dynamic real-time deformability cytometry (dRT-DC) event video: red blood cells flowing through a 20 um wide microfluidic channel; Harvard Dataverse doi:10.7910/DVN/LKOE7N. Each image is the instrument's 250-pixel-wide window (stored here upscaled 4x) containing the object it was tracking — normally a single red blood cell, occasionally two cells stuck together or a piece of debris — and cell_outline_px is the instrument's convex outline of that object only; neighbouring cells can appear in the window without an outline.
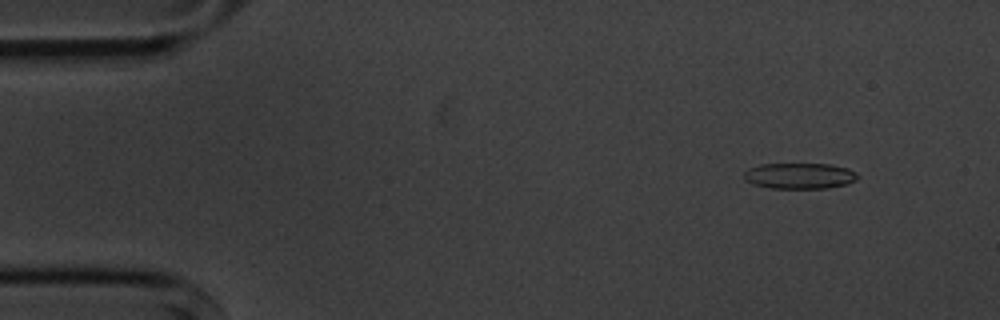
{"species": "common noctule bat (a hibernating species)", "species_latin": "Nyctalus noctula", "temperature_condition": "cold", "stored_images_in_passage": 5, "camera_frame_rate_fps": 3000, "um_per_image_px": 0.085, "animal": {"sex": "male", "body_mass_g": 20.1, "forearm_length_mm": 53.5}, "frame": {"image": 1, "passage_image": 1, "time_ms": 0.0, "image_size_px": [1000, 320], "cell_outline_px": [[860, 176], [856, 180], [848, 184], [828, 188], [772, 188], [752, 184], [744, 180], [744, 172], [748, 168], [760, 164], [832, 164], [848, 168], [856, 172]], "centroid_in_image_um": [67.98, 14.94], "position_along_channel_um": 17.0, "area_um2": 17.34}}